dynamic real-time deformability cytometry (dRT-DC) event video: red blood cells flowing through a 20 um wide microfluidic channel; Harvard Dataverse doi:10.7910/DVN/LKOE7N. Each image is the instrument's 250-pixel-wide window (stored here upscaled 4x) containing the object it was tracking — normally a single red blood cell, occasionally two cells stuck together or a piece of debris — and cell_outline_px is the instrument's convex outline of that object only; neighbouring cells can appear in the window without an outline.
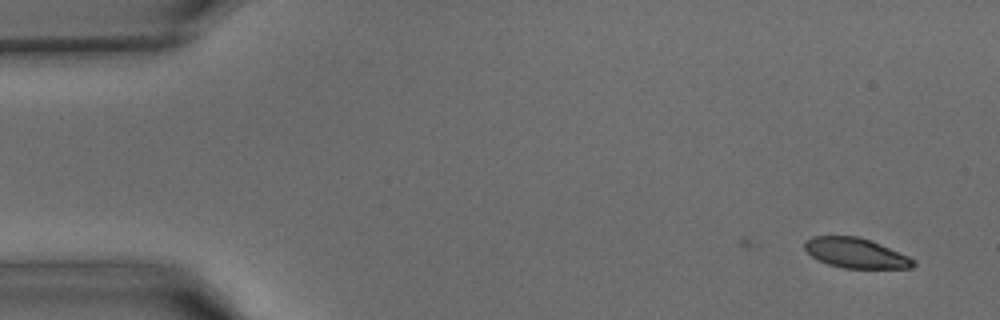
{"species": "common noctule bat (a hibernating species)", "species_latin": "Nyctalus noctula", "temperature_condition": "warm", "stored_images_in_passage": 6, "camera_frame_rate_fps": 3000, "um_per_image_px": 0.085, "animal": {"sex": "male", "body_mass_g": 15.6}, "frame": {"image": 1, "passage_image": 6, "time_ms": 1.667, "image_size_px": [1000, 320], "cell_outline_px": [[916, 264], [912, 268], [844, 268], [828, 264], [812, 256], [804, 248], [804, 240], [812, 236], [856, 236], [872, 240], [908, 256], [916, 260]], "centroid_in_image_um": [72.75, 21.5], "position_along_channel_um": 12.2, "area_um2": 19.02}}